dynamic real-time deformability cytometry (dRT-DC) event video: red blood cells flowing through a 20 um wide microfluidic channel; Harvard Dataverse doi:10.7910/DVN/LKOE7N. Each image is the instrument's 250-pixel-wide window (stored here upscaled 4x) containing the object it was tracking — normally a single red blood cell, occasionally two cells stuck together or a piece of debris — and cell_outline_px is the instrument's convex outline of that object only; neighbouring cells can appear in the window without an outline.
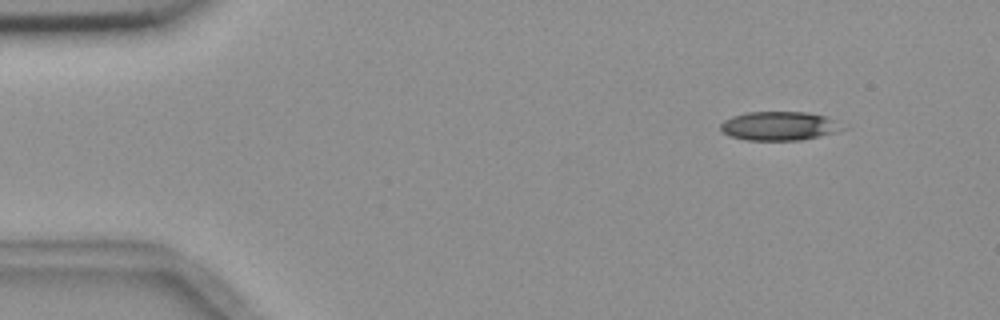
{"species": "common noctule bat (a hibernating species)", "species_latin": "Nyctalus noctula", "temperature_condition": "room temperature", "stored_images_in_passage": 5, "camera_frame_rate_fps": 3000, "um_per_image_px": 0.085, "animal": {"sex": "female", "body_mass_g": 18.4}, "frame": {"image": 1, "passage_image": 2, "time_ms": 1.0, "image_size_px": [1000, 320], "cell_outline_px": [[848, 128], [836, 132], [820, 136], [800, 140], [744, 140], [728, 136], [720, 128], [720, 124], [724, 120], [732, 116], [748, 112], [808, 112], [828, 116]], "centroid_in_image_um": [66.26, 10.7], "position_along_channel_um": 18.7, "area_um2": 20.75}}
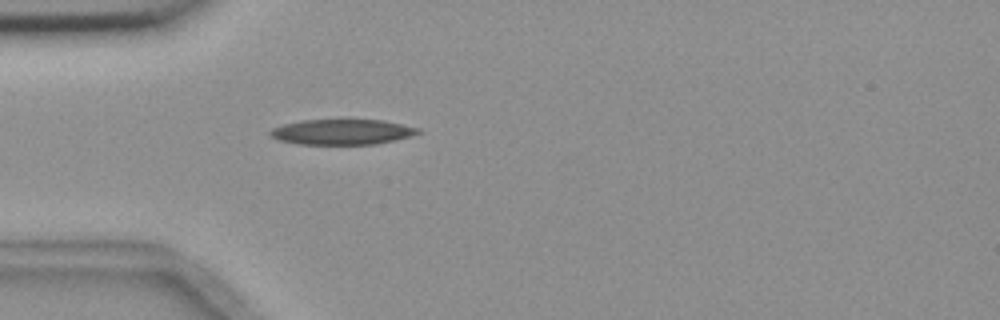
{"frame": {"image": 2, "passage_image": 5, "time_ms": 4.333, "image_size_px": [1000, 320], "cell_outline_px": [[424, 132], [412, 136], [376, 144], [296, 144], [280, 140], [272, 136], [268, 132], [272, 128], [284, 124], [300, 120], [384, 120], [420, 128]], "centroid_in_image_um": [29.12, 11.21], "position_along_channel_um": 55.9, "area_um2": 21.91}}